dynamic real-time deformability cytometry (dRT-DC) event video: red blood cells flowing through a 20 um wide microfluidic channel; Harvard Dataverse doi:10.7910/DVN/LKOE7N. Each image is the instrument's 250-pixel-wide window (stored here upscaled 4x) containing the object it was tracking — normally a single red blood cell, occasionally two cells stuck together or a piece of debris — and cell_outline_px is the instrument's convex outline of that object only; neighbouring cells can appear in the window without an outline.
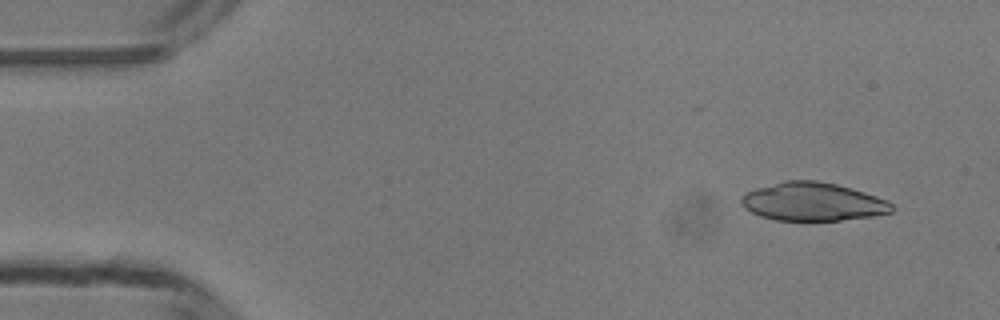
{"species": "common noctule bat (a hibernating species)", "species_latin": "Nyctalus noctula", "temperature_condition": "room temperature", "stored_images_in_passage": 46, "camera_frame_rate_fps": 3000, "um_per_image_px": 0.085, "animal": {"sex": "male", "body_mass_g": 13.3}, "frame": {"image": 1, "passage_image": 4, "time_ms": 1.0, "image_size_px": [1000, 320], "cell_outline_px": [[896, 208], [892, 212], [872, 216], [840, 220], [776, 220], [760, 216], [744, 208], [740, 204], [740, 196], [744, 192], [756, 188], [784, 180], [816, 180], [836, 184], [852, 188], [888, 200]], "centroid_in_image_um": [69.07, 17.14], "position_along_channel_um": 15.9, "area_um2": 33.81}}